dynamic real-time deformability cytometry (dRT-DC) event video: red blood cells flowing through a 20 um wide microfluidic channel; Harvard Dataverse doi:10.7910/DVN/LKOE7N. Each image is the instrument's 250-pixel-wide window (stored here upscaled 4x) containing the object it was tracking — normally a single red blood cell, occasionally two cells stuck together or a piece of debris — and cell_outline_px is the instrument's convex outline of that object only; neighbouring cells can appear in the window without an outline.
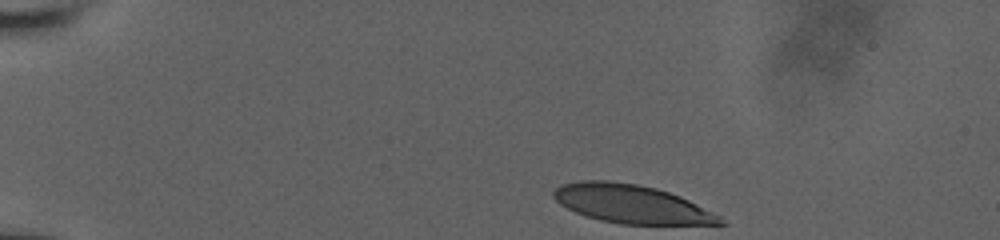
{"species": "human", "species_latin": "Homo sapiens", "temperature_condition": "room temperature", "stored_images_in_passage": 12, "camera_frame_rate_fps": 3000, "um_per_image_px": 0.085, "donor": {"sex": "male"}, "frame": {"image": 1, "passage_image": 1, "time_ms": 0.0, "image_size_px": [1000, 240], "cell_outline_px": [[728, 224], [620, 224], [600, 220], [584, 216], [560, 204], [552, 196], [552, 192], [556, 188], [564, 184], [584, 180], [608, 180], [636, 184], [656, 188], [680, 196], [720, 216]], "centroid_in_image_um": [53.66, 17.34], "position_along_channel_um": 31.3, "area_um2": 37.05}}